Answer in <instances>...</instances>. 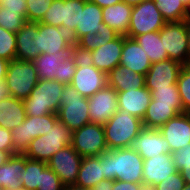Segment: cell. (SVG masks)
Wrapping results in <instances>:
<instances>
[{
	"instance_id": "cell-24",
	"label": "cell",
	"mask_w": 190,
	"mask_h": 190,
	"mask_svg": "<svg viewBox=\"0 0 190 190\" xmlns=\"http://www.w3.org/2000/svg\"><path fill=\"white\" fill-rule=\"evenodd\" d=\"M104 25L102 8L87 0L84 8H81L80 26H76L75 32L71 35L73 44L88 33L96 34Z\"/></svg>"
},
{
	"instance_id": "cell-39",
	"label": "cell",
	"mask_w": 190,
	"mask_h": 190,
	"mask_svg": "<svg viewBox=\"0 0 190 190\" xmlns=\"http://www.w3.org/2000/svg\"><path fill=\"white\" fill-rule=\"evenodd\" d=\"M183 113L190 111V64L182 66L177 78Z\"/></svg>"
},
{
	"instance_id": "cell-14",
	"label": "cell",
	"mask_w": 190,
	"mask_h": 190,
	"mask_svg": "<svg viewBox=\"0 0 190 190\" xmlns=\"http://www.w3.org/2000/svg\"><path fill=\"white\" fill-rule=\"evenodd\" d=\"M91 123L105 125L118 111L117 91L108 85L88 98Z\"/></svg>"
},
{
	"instance_id": "cell-40",
	"label": "cell",
	"mask_w": 190,
	"mask_h": 190,
	"mask_svg": "<svg viewBox=\"0 0 190 190\" xmlns=\"http://www.w3.org/2000/svg\"><path fill=\"white\" fill-rule=\"evenodd\" d=\"M16 33L0 27V57L8 61L16 59Z\"/></svg>"
},
{
	"instance_id": "cell-48",
	"label": "cell",
	"mask_w": 190,
	"mask_h": 190,
	"mask_svg": "<svg viewBox=\"0 0 190 190\" xmlns=\"http://www.w3.org/2000/svg\"><path fill=\"white\" fill-rule=\"evenodd\" d=\"M113 180L103 179L92 190H112Z\"/></svg>"
},
{
	"instance_id": "cell-32",
	"label": "cell",
	"mask_w": 190,
	"mask_h": 190,
	"mask_svg": "<svg viewBox=\"0 0 190 190\" xmlns=\"http://www.w3.org/2000/svg\"><path fill=\"white\" fill-rule=\"evenodd\" d=\"M71 52L43 53L33 61L38 79H55L59 76V62Z\"/></svg>"
},
{
	"instance_id": "cell-3",
	"label": "cell",
	"mask_w": 190,
	"mask_h": 190,
	"mask_svg": "<svg viewBox=\"0 0 190 190\" xmlns=\"http://www.w3.org/2000/svg\"><path fill=\"white\" fill-rule=\"evenodd\" d=\"M72 145V131L57 119L47 134L33 139L24 155L33 160L48 162L59 150Z\"/></svg>"
},
{
	"instance_id": "cell-57",
	"label": "cell",
	"mask_w": 190,
	"mask_h": 190,
	"mask_svg": "<svg viewBox=\"0 0 190 190\" xmlns=\"http://www.w3.org/2000/svg\"><path fill=\"white\" fill-rule=\"evenodd\" d=\"M65 190H92L90 188H80V187H77V186H68V187H65Z\"/></svg>"
},
{
	"instance_id": "cell-27",
	"label": "cell",
	"mask_w": 190,
	"mask_h": 190,
	"mask_svg": "<svg viewBox=\"0 0 190 190\" xmlns=\"http://www.w3.org/2000/svg\"><path fill=\"white\" fill-rule=\"evenodd\" d=\"M107 85L116 91L142 88L145 86V75L130 71L126 66L118 65L107 74Z\"/></svg>"
},
{
	"instance_id": "cell-35",
	"label": "cell",
	"mask_w": 190,
	"mask_h": 190,
	"mask_svg": "<svg viewBox=\"0 0 190 190\" xmlns=\"http://www.w3.org/2000/svg\"><path fill=\"white\" fill-rule=\"evenodd\" d=\"M47 167V162L29 159L25 156V170L21 172L22 187L37 190L40 185L41 172Z\"/></svg>"
},
{
	"instance_id": "cell-11",
	"label": "cell",
	"mask_w": 190,
	"mask_h": 190,
	"mask_svg": "<svg viewBox=\"0 0 190 190\" xmlns=\"http://www.w3.org/2000/svg\"><path fill=\"white\" fill-rule=\"evenodd\" d=\"M82 157L100 156L108 151L103 125L85 124L80 129L72 131V145Z\"/></svg>"
},
{
	"instance_id": "cell-28",
	"label": "cell",
	"mask_w": 190,
	"mask_h": 190,
	"mask_svg": "<svg viewBox=\"0 0 190 190\" xmlns=\"http://www.w3.org/2000/svg\"><path fill=\"white\" fill-rule=\"evenodd\" d=\"M26 119L23 100L8 95L0 99V126L12 130Z\"/></svg>"
},
{
	"instance_id": "cell-43",
	"label": "cell",
	"mask_w": 190,
	"mask_h": 190,
	"mask_svg": "<svg viewBox=\"0 0 190 190\" xmlns=\"http://www.w3.org/2000/svg\"><path fill=\"white\" fill-rule=\"evenodd\" d=\"M185 181L179 171L168 176V178L161 181L155 186L156 190H182Z\"/></svg>"
},
{
	"instance_id": "cell-45",
	"label": "cell",
	"mask_w": 190,
	"mask_h": 190,
	"mask_svg": "<svg viewBox=\"0 0 190 190\" xmlns=\"http://www.w3.org/2000/svg\"><path fill=\"white\" fill-rule=\"evenodd\" d=\"M0 150L8 152L11 155L17 154L12 148L11 130L0 126Z\"/></svg>"
},
{
	"instance_id": "cell-22",
	"label": "cell",
	"mask_w": 190,
	"mask_h": 190,
	"mask_svg": "<svg viewBox=\"0 0 190 190\" xmlns=\"http://www.w3.org/2000/svg\"><path fill=\"white\" fill-rule=\"evenodd\" d=\"M177 171L172 159V153L157 154L153 158L144 159L143 183L156 186Z\"/></svg>"
},
{
	"instance_id": "cell-12",
	"label": "cell",
	"mask_w": 190,
	"mask_h": 190,
	"mask_svg": "<svg viewBox=\"0 0 190 190\" xmlns=\"http://www.w3.org/2000/svg\"><path fill=\"white\" fill-rule=\"evenodd\" d=\"M71 85L82 96L90 98L107 85V74L93 66L86 55L79 54Z\"/></svg>"
},
{
	"instance_id": "cell-13",
	"label": "cell",
	"mask_w": 190,
	"mask_h": 190,
	"mask_svg": "<svg viewBox=\"0 0 190 190\" xmlns=\"http://www.w3.org/2000/svg\"><path fill=\"white\" fill-rule=\"evenodd\" d=\"M82 159L72 146H68L55 153L47 166L57 174L65 187L74 186Z\"/></svg>"
},
{
	"instance_id": "cell-44",
	"label": "cell",
	"mask_w": 190,
	"mask_h": 190,
	"mask_svg": "<svg viewBox=\"0 0 190 190\" xmlns=\"http://www.w3.org/2000/svg\"><path fill=\"white\" fill-rule=\"evenodd\" d=\"M172 159L178 171H180L184 165H190V143L189 146L174 151L172 153Z\"/></svg>"
},
{
	"instance_id": "cell-38",
	"label": "cell",
	"mask_w": 190,
	"mask_h": 190,
	"mask_svg": "<svg viewBox=\"0 0 190 190\" xmlns=\"http://www.w3.org/2000/svg\"><path fill=\"white\" fill-rule=\"evenodd\" d=\"M26 22V18L20 11L8 10L7 7L0 6V27L17 33Z\"/></svg>"
},
{
	"instance_id": "cell-29",
	"label": "cell",
	"mask_w": 190,
	"mask_h": 190,
	"mask_svg": "<svg viewBox=\"0 0 190 190\" xmlns=\"http://www.w3.org/2000/svg\"><path fill=\"white\" fill-rule=\"evenodd\" d=\"M100 156L83 157L74 186L92 189L104 179Z\"/></svg>"
},
{
	"instance_id": "cell-10",
	"label": "cell",
	"mask_w": 190,
	"mask_h": 190,
	"mask_svg": "<svg viewBox=\"0 0 190 190\" xmlns=\"http://www.w3.org/2000/svg\"><path fill=\"white\" fill-rule=\"evenodd\" d=\"M159 34L168 58L183 66L189 65L190 57L185 20L166 22Z\"/></svg>"
},
{
	"instance_id": "cell-33",
	"label": "cell",
	"mask_w": 190,
	"mask_h": 190,
	"mask_svg": "<svg viewBox=\"0 0 190 190\" xmlns=\"http://www.w3.org/2000/svg\"><path fill=\"white\" fill-rule=\"evenodd\" d=\"M136 42L145 50L151 63L167 60L168 55L158 32H148L134 37Z\"/></svg>"
},
{
	"instance_id": "cell-6",
	"label": "cell",
	"mask_w": 190,
	"mask_h": 190,
	"mask_svg": "<svg viewBox=\"0 0 190 190\" xmlns=\"http://www.w3.org/2000/svg\"><path fill=\"white\" fill-rule=\"evenodd\" d=\"M37 71L33 61H9L5 83L8 94L19 100L26 99L38 83Z\"/></svg>"
},
{
	"instance_id": "cell-54",
	"label": "cell",
	"mask_w": 190,
	"mask_h": 190,
	"mask_svg": "<svg viewBox=\"0 0 190 190\" xmlns=\"http://www.w3.org/2000/svg\"><path fill=\"white\" fill-rule=\"evenodd\" d=\"M10 156H11L10 153L0 150V166L5 164Z\"/></svg>"
},
{
	"instance_id": "cell-37",
	"label": "cell",
	"mask_w": 190,
	"mask_h": 190,
	"mask_svg": "<svg viewBox=\"0 0 190 190\" xmlns=\"http://www.w3.org/2000/svg\"><path fill=\"white\" fill-rule=\"evenodd\" d=\"M79 53L73 50L59 62V76L55 80L63 85L71 84L77 68V56Z\"/></svg>"
},
{
	"instance_id": "cell-30",
	"label": "cell",
	"mask_w": 190,
	"mask_h": 190,
	"mask_svg": "<svg viewBox=\"0 0 190 190\" xmlns=\"http://www.w3.org/2000/svg\"><path fill=\"white\" fill-rule=\"evenodd\" d=\"M119 34L111 29L106 24L98 29L96 34H86L81 37L75 44L74 50L81 55H86L87 53L97 49L99 46L105 45L109 41L114 40Z\"/></svg>"
},
{
	"instance_id": "cell-20",
	"label": "cell",
	"mask_w": 190,
	"mask_h": 190,
	"mask_svg": "<svg viewBox=\"0 0 190 190\" xmlns=\"http://www.w3.org/2000/svg\"><path fill=\"white\" fill-rule=\"evenodd\" d=\"M152 100L146 86L137 89L117 91L118 110L134 115L141 120Z\"/></svg>"
},
{
	"instance_id": "cell-42",
	"label": "cell",
	"mask_w": 190,
	"mask_h": 190,
	"mask_svg": "<svg viewBox=\"0 0 190 190\" xmlns=\"http://www.w3.org/2000/svg\"><path fill=\"white\" fill-rule=\"evenodd\" d=\"M37 190H65V186L57 174L47 166L41 172L40 185L37 187Z\"/></svg>"
},
{
	"instance_id": "cell-53",
	"label": "cell",
	"mask_w": 190,
	"mask_h": 190,
	"mask_svg": "<svg viewBox=\"0 0 190 190\" xmlns=\"http://www.w3.org/2000/svg\"><path fill=\"white\" fill-rule=\"evenodd\" d=\"M8 95L9 94H8V91H7V87H6L5 81L0 82V99H3L5 97H7Z\"/></svg>"
},
{
	"instance_id": "cell-15",
	"label": "cell",
	"mask_w": 190,
	"mask_h": 190,
	"mask_svg": "<svg viewBox=\"0 0 190 190\" xmlns=\"http://www.w3.org/2000/svg\"><path fill=\"white\" fill-rule=\"evenodd\" d=\"M130 149L139 153L143 159L153 158L157 154L172 153L168 141L159 129L143 127L131 141Z\"/></svg>"
},
{
	"instance_id": "cell-16",
	"label": "cell",
	"mask_w": 190,
	"mask_h": 190,
	"mask_svg": "<svg viewBox=\"0 0 190 190\" xmlns=\"http://www.w3.org/2000/svg\"><path fill=\"white\" fill-rule=\"evenodd\" d=\"M38 33L40 54L74 50L71 36L62 28L38 22Z\"/></svg>"
},
{
	"instance_id": "cell-46",
	"label": "cell",
	"mask_w": 190,
	"mask_h": 190,
	"mask_svg": "<svg viewBox=\"0 0 190 190\" xmlns=\"http://www.w3.org/2000/svg\"><path fill=\"white\" fill-rule=\"evenodd\" d=\"M0 6H5L8 10L20 11L27 21V3L26 0H2Z\"/></svg>"
},
{
	"instance_id": "cell-34",
	"label": "cell",
	"mask_w": 190,
	"mask_h": 190,
	"mask_svg": "<svg viewBox=\"0 0 190 190\" xmlns=\"http://www.w3.org/2000/svg\"><path fill=\"white\" fill-rule=\"evenodd\" d=\"M166 22H179L190 15V10L181 0H153Z\"/></svg>"
},
{
	"instance_id": "cell-41",
	"label": "cell",
	"mask_w": 190,
	"mask_h": 190,
	"mask_svg": "<svg viewBox=\"0 0 190 190\" xmlns=\"http://www.w3.org/2000/svg\"><path fill=\"white\" fill-rule=\"evenodd\" d=\"M53 0H26L27 21L39 22L49 9Z\"/></svg>"
},
{
	"instance_id": "cell-36",
	"label": "cell",
	"mask_w": 190,
	"mask_h": 190,
	"mask_svg": "<svg viewBox=\"0 0 190 190\" xmlns=\"http://www.w3.org/2000/svg\"><path fill=\"white\" fill-rule=\"evenodd\" d=\"M154 100V105L173 106L179 113H183V105L178 85L163 89H148Z\"/></svg>"
},
{
	"instance_id": "cell-60",
	"label": "cell",
	"mask_w": 190,
	"mask_h": 190,
	"mask_svg": "<svg viewBox=\"0 0 190 190\" xmlns=\"http://www.w3.org/2000/svg\"><path fill=\"white\" fill-rule=\"evenodd\" d=\"M16 190H29V189L24 188V187H21V188H18V189H16Z\"/></svg>"
},
{
	"instance_id": "cell-1",
	"label": "cell",
	"mask_w": 190,
	"mask_h": 190,
	"mask_svg": "<svg viewBox=\"0 0 190 190\" xmlns=\"http://www.w3.org/2000/svg\"><path fill=\"white\" fill-rule=\"evenodd\" d=\"M104 179L131 183L143 182L144 159L135 150L119 148L100 155Z\"/></svg>"
},
{
	"instance_id": "cell-4",
	"label": "cell",
	"mask_w": 190,
	"mask_h": 190,
	"mask_svg": "<svg viewBox=\"0 0 190 190\" xmlns=\"http://www.w3.org/2000/svg\"><path fill=\"white\" fill-rule=\"evenodd\" d=\"M108 150L128 148L131 141L143 128L142 120L127 112L118 110L103 125Z\"/></svg>"
},
{
	"instance_id": "cell-55",
	"label": "cell",
	"mask_w": 190,
	"mask_h": 190,
	"mask_svg": "<svg viewBox=\"0 0 190 190\" xmlns=\"http://www.w3.org/2000/svg\"><path fill=\"white\" fill-rule=\"evenodd\" d=\"M139 190H156L155 186L149 183H139Z\"/></svg>"
},
{
	"instance_id": "cell-7",
	"label": "cell",
	"mask_w": 190,
	"mask_h": 190,
	"mask_svg": "<svg viewBox=\"0 0 190 190\" xmlns=\"http://www.w3.org/2000/svg\"><path fill=\"white\" fill-rule=\"evenodd\" d=\"M87 0H53L49 9L39 21L64 29L70 36L80 26L81 8Z\"/></svg>"
},
{
	"instance_id": "cell-9",
	"label": "cell",
	"mask_w": 190,
	"mask_h": 190,
	"mask_svg": "<svg viewBox=\"0 0 190 190\" xmlns=\"http://www.w3.org/2000/svg\"><path fill=\"white\" fill-rule=\"evenodd\" d=\"M165 23L166 21L163 19L155 2L145 0L133 6L130 26L126 36L134 38L148 32H158Z\"/></svg>"
},
{
	"instance_id": "cell-51",
	"label": "cell",
	"mask_w": 190,
	"mask_h": 190,
	"mask_svg": "<svg viewBox=\"0 0 190 190\" xmlns=\"http://www.w3.org/2000/svg\"><path fill=\"white\" fill-rule=\"evenodd\" d=\"M185 184H190V165H184V167L179 171Z\"/></svg>"
},
{
	"instance_id": "cell-2",
	"label": "cell",
	"mask_w": 190,
	"mask_h": 190,
	"mask_svg": "<svg viewBox=\"0 0 190 190\" xmlns=\"http://www.w3.org/2000/svg\"><path fill=\"white\" fill-rule=\"evenodd\" d=\"M63 86L55 79H39L31 94L23 100L26 116L57 114Z\"/></svg>"
},
{
	"instance_id": "cell-49",
	"label": "cell",
	"mask_w": 190,
	"mask_h": 190,
	"mask_svg": "<svg viewBox=\"0 0 190 190\" xmlns=\"http://www.w3.org/2000/svg\"><path fill=\"white\" fill-rule=\"evenodd\" d=\"M9 61L0 57V82L5 81Z\"/></svg>"
},
{
	"instance_id": "cell-52",
	"label": "cell",
	"mask_w": 190,
	"mask_h": 190,
	"mask_svg": "<svg viewBox=\"0 0 190 190\" xmlns=\"http://www.w3.org/2000/svg\"><path fill=\"white\" fill-rule=\"evenodd\" d=\"M186 30H187V39H188V51L190 57V15L185 19Z\"/></svg>"
},
{
	"instance_id": "cell-56",
	"label": "cell",
	"mask_w": 190,
	"mask_h": 190,
	"mask_svg": "<svg viewBox=\"0 0 190 190\" xmlns=\"http://www.w3.org/2000/svg\"><path fill=\"white\" fill-rule=\"evenodd\" d=\"M122 1L125 2L126 4L134 6V5L140 4L141 2L145 0H122Z\"/></svg>"
},
{
	"instance_id": "cell-19",
	"label": "cell",
	"mask_w": 190,
	"mask_h": 190,
	"mask_svg": "<svg viewBox=\"0 0 190 190\" xmlns=\"http://www.w3.org/2000/svg\"><path fill=\"white\" fill-rule=\"evenodd\" d=\"M159 131L168 141L171 152L189 146L190 143V116L188 113H180L164 123Z\"/></svg>"
},
{
	"instance_id": "cell-59",
	"label": "cell",
	"mask_w": 190,
	"mask_h": 190,
	"mask_svg": "<svg viewBox=\"0 0 190 190\" xmlns=\"http://www.w3.org/2000/svg\"><path fill=\"white\" fill-rule=\"evenodd\" d=\"M182 190H190V184H185Z\"/></svg>"
},
{
	"instance_id": "cell-18",
	"label": "cell",
	"mask_w": 190,
	"mask_h": 190,
	"mask_svg": "<svg viewBox=\"0 0 190 190\" xmlns=\"http://www.w3.org/2000/svg\"><path fill=\"white\" fill-rule=\"evenodd\" d=\"M123 48V35H118L114 40L86 54L90 63L97 69L108 74L120 64Z\"/></svg>"
},
{
	"instance_id": "cell-23",
	"label": "cell",
	"mask_w": 190,
	"mask_h": 190,
	"mask_svg": "<svg viewBox=\"0 0 190 190\" xmlns=\"http://www.w3.org/2000/svg\"><path fill=\"white\" fill-rule=\"evenodd\" d=\"M126 66L130 71L146 75L152 63L145 50L134 38L123 35V48L120 57V64Z\"/></svg>"
},
{
	"instance_id": "cell-25",
	"label": "cell",
	"mask_w": 190,
	"mask_h": 190,
	"mask_svg": "<svg viewBox=\"0 0 190 190\" xmlns=\"http://www.w3.org/2000/svg\"><path fill=\"white\" fill-rule=\"evenodd\" d=\"M133 6L121 1L102 8L103 22L119 35H127Z\"/></svg>"
},
{
	"instance_id": "cell-50",
	"label": "cell",
	"mask_w": 190,
	"mask_h": 190,
	"mask_svg": "<svg viewBox=\"0 0 190 190\" xmlns=\"http://www.w3.org/2000/svg\"><path fill=\"white\" fill-rule=\"evenodd\" d=\"M92 3L97 4L101 8H105L111 5H115L118 2H121L122 0H89Z\"/></svg>"
},
{
	"instance_id": "cell-58",
	"label": "cell",
	"mask_w": 190,
	"mask_h": 190,
	"mask_svg": "<svg viewBox=\"0 0 190 190\" xmlns=\"http://www.w3.org/2000/svg\"><path fill=\"white\" fill-rule=\"evenodd\" d=\"M184 5L190 10V0H181Z\"/></svg>"
},
{
	"instance_id": "cell-17",
	"label": "cell",
	"mask_w": 190,
	"mask_h": 190,
	"mask_svg": "<svg viewBox=\"0 0 190 190\" xmlns=\"http://www.w3.org/2000/svg\"><path fill=\"white\" fill-rule=\"evenodd\" d=\"M182 64L171 59L152 63L145 75V86L148 89H163L177 84Z\"/></svg>"
},
{
	"instance_id": "cell-26",
	"label": "cell",
	"mask_w": 190,
	"mask_h": 190,
	"mask_svg": "<svg viewBox=\"0 0 190 190\" xmlns=\"http://www.w3.org/2000/svg\"><path fill=\"white\" fill-rule=\"evenodd\" d=\"M25 170V155L14 154L0 166L1 190H16L22 187L21 172Z\"/></svg>"
},
{
	"instance_id": "cell-8",
	"label": "cell",
	"mask_w": 190,
	"mask_h": 190,
	"mask_svg": "<svg viewBox=\"0 0 190 190\" xmlns=\"http://www.w3.org/2000/svg\"><path fill=\"white\" fill-rule=\"evenodd\" d=\"M58 119L57 114L26 116L25 121L11 130L12 148L17 154H24L31 141L47 134L50 126Z\"/></svg>"
},
{
	"instance_id": "cell-5",
	"label": "cell",
	"mask_w": 190,
	"mask_h": 190,
	"mask_svg": "<svg viewBox=\"0 0 190 190\" xmlns=\"http://www.w3.org/2000/svg\"><path fill=\"white\" fill-rule=\"evenodd\" d=\"M60 97L61 104L57 112V117L61 123L71 131H74L91 122L88 113V98L77 92L71 84L63 86Z\"/></svg>"
},
{
	"instance_id": "cell-21",
	"label": "cell",
	"mask_w": 190,
	"mask_h": 190,
	"mask_svg": "<svg viewBox=\"0 0 190 190\" xmlns=\"http://www.w3.org/2000/svg\"><path fill=\"white\" fill-rule=\"evenodd\" d=\"M16 59L34 61L40 55L38 22H26L16 33Z\"/></svg>"
},
{
	"instance_id": "cell-31",
	"label": "cell",
	"mask_w": 190,
	"mask_h": 190,
	"mask_svg": "<svg viewBox=\"0 0 190 190\" xmlns=\"http://www.w3.org/2000/svg\"><path fill=\"white\" fill-rule=\"evenodd\" d=\"M180 114L173 106L154 105L152 99L142 119L143 127L159 129Z\"/></svg>"
},
{
	"instance_id": "cell-47",
	"label": "cell",
	"mask_w": 190,
	"mask_h": 190,
	"mask_svg": "<svg viewBox=\"0 0 190 190\" xmlns=\"http://www.w3.org/2000/svg\"><path fill=\"white\" fill-rule=\"evenodd\" d=\"M112 190H139V183L113 180Z\"/></svg>"
}]
</instances>
